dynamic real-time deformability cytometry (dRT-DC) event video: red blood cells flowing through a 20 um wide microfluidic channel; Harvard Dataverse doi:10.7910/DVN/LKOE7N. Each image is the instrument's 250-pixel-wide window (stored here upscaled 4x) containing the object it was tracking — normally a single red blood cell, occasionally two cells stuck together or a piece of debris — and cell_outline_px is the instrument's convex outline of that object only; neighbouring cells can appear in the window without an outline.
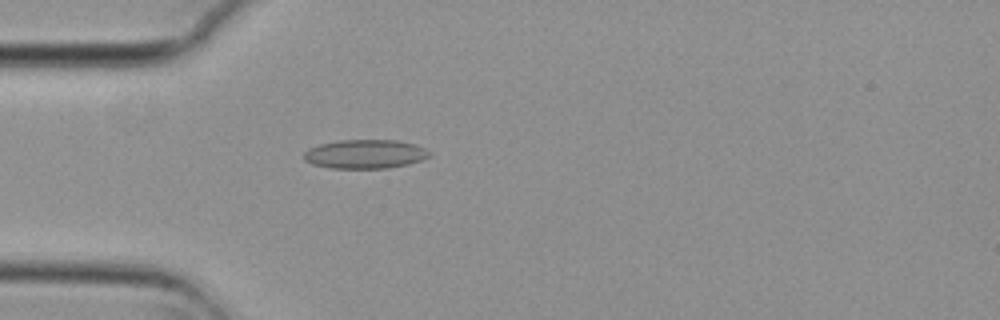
{"species": "common noctule bat (a hibernating species)", "species_latin": "Nyctalus noctula", "temperature_condition": "cold", "stored_images_in_passage": 29, "camera_frame_rate_fps": 3000, "um_per_image_px": 0.085, "animal": {"sex": "female", "body_mass_g": 29.2, "forearm_length_mm": 56.3}, "frame": {"image": 1, "passage_image": 3, "time_ms": 0.667, "image_size_px": [1000, 320], "cell_outline_px": [[432, 152], [428, 156], [420, 160], [408, 164], [388, 168], [332, 168], [312, 164], [304, 160], [304, 152], [308, 148], [320, 144], [340, 140], [396, 140], [416, 144]], "centroid_in_image_um": [31.03, 13.09], "position_along_channel_um": 54.0, "area_um2": 21.15}}
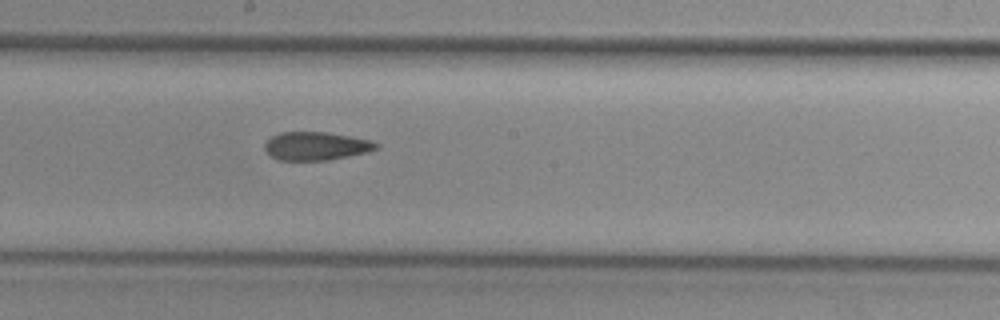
{"frame": {"image": 2, "passage_image": 17, "time_ms": 5.333, "image_size_px": [1000, 320], "cell_outline_px": [[380, 148], [368, 152], [328, 160], [276, 160], [264, 148], [264, 144], [272, 136], [280, 132], [328, 132], [372, 140], [380, 144]], "centroid_in_image_um": [26.91, 12.41], "position_along_channel_um": 221.3, "area_um2": 18.5}}
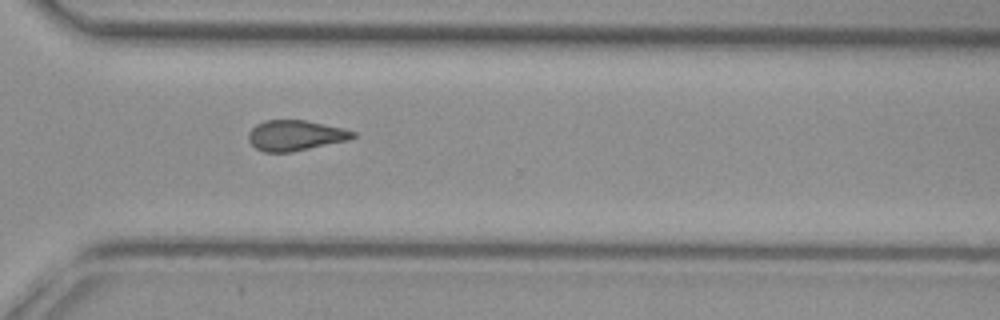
{"frame": {"image": 3, "passage_image": 27, "time_ms": 8.667, "image_size_px": [1000, 320], "cell_outline_px": [[356, 136], [348, 140], [292, 152], [264, 152], [256, 148], [248, 140], [248, 132], [256, 124], [264, 120], [304, 120], [340, 128], [356, 132]], "centroid_in_image_um": [25.06, 11.51], "position_along_channel_um": 345.5, "area_um2": 18.38}, "authors_computed_cell_mechanics": {"area_um2": 18.9006, "velocity_mm_per_s": 3.7244, "shape_relaxation_time_tau1_ms": null, "shape_relaxation_time_tau2_ms": 4.6275, "deformation_change_tau1": null, "deformation_change_tau2": 0.1234}}